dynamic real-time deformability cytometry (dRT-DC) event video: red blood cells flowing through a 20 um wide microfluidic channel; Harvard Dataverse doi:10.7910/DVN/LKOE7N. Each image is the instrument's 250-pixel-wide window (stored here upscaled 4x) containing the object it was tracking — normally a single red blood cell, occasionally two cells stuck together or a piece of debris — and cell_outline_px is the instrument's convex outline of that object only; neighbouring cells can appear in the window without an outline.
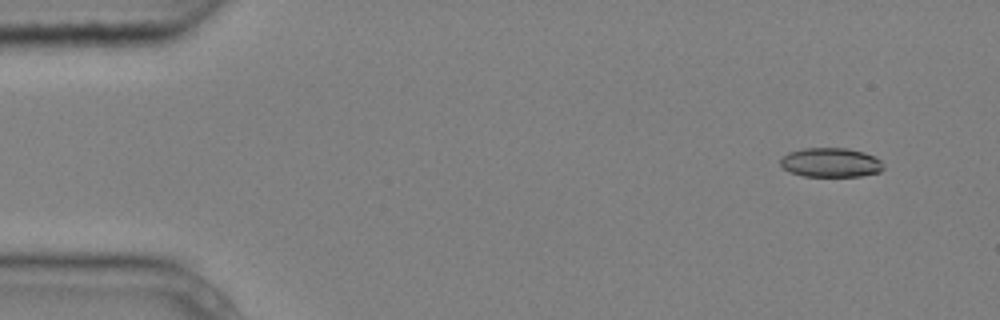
{"species": "common noctule bat (a hibernating species)", "species_latin": "Nyctalus noctula", "temperature_condition": "cold", "stored_images_in_passage": 5, "camera_frame_rate_fps": 3000, "um_per_image_px": 0.085, "animal": {"sex": "male", "body_mass_g": 20.4}, "frame": {"image": 1, "passage_image": 2, "time_ms": 0.333, "image_size_px": [1000, 320], "cell_outline_px": [[884, 168], [880, 172], [860, 176], [804, 176], [788, 172], [780, 164], [780, 160], [788, 152], [804, 148], [848, 148], [864, 152], [880, 160]], "centroid_in_image_um": [70.6, 13.81], "position_along_channel_um": 14.4, "area_um2": 17.57}}
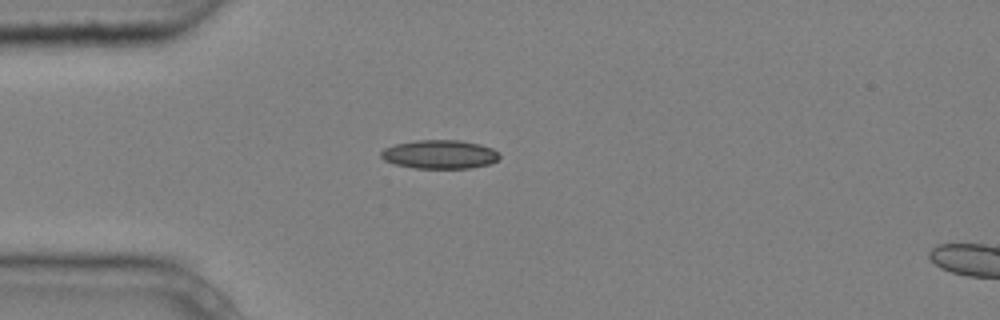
{"frame": {"image": 2, "passage_image": 4, "time_ms": 1.0, "image_size_px": [1000, 320], "cell_outline_px": [[500, 160], [488, 164], [472, 168], [416, 168], [396, 164], [384, 160], [380, 156], [380, 152], [384, 148], [396, 144], [416, 140], [460, 140], [480, 144], [492, 148], [500, 152]], "centroid_in_image_um": [37.41, 13.12], "position_along_channel_um": 47.6, "area_um2": 19.94}}